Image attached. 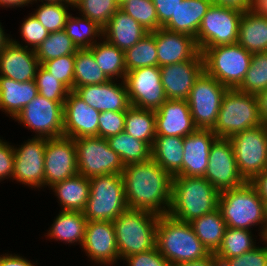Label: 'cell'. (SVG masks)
Masks as SVG:
<instances>
[{
	"label": "cell",
	"instance_id": "30bf717a",
	"mask_svg": "<svg viewBox=\"0 0 267 266\" xmlns=\"http://www.w3.org/2000/svg\"><path fill=\"white\" fill-rule=\"evenodd\" d=\"M75 140L78 174L87 178L106 174H121L124 164L109 146L108 140L98 136Z\"/></svg>",
	"mask_w": 267,
	"mask_h": 266
},
{
	"label": "cell",
	"instance_id": "4dcf8cb0",
	"mask_svg": "<svg viewBox=\"0 0 267 266\" xmlns=\"http://www.w3.org/2000/svg\"><path fill=\"white\" fill-rule=\"evenodd\" d=\"M63 211L83 212L90 195V179L76 174L50 187Z\"/></svg>",
	"mask_w": 267,
	"mask_h": 266
},
{
	"label": "cell",
	"instance_id": "7bdbcfd3",
	"mask_svg": "<svg viewBox=\"0 0 267 266\" xmlns=\"http://www.w3.org/2000/svg\"><path fill=\"white\" fill-rule=\"evenodd\" d=\"M267 89V51L253 53L246 75L238 91L257 95Z\"/></svg>",
	"mask_w": 267,
	"mask_h": 266
},
{
	"label": "cell",
	"instance_id": "a7ac6f4b",
	"mask_svg": "<svg viewBox=\"0 0 267 266\" xmlns=\"http://www.w3.org/2000/svg\"><path fill=\"white\" fill-rule=\"evenodd\" d=\"M127 0H117L118 4L121 5L122 3H124Z\"/></svg>",
	"mask_w": 267,
	"mask_h": 266
},
{
	"label": "cell",
	"instance_id": "f35d334b",
	"mask_svg": "<svg viewBox=\"0 0 267 266\" xmlns=\"http://www.w3.org/2000/svg\"><path fill=\"white\" fill-rule=\"evenodd\" d=\"M251 230L227 227L220 247L214 253L216 258H233L256 247Z\"/></svg>",
	"mask_w": 267,
	"mask_h": 266
},
{
	"label": "cell",
	"instance_id": "277c9868",
	"mask_svg": "<svg viewBox=\"0 0 267 266\" xmlns=\"http://www.w3.org/2000/svg\"><path fill=\"white\" fill-rule=\"evenodd\" d=\"M218 209L227 227L252 230L253 226L261 225V238L267 226L266 205L250 182L221 192Z\"/></svg>",
	"mask_w": 267,
	"mask_h": 266
},
{
	"label": "cell",
	"instance_id": "ac0fdd59",
	"mask_svg": "<svg viewBox=\"0 0 267 266\" xmlns=\"http://www.w3.org/2000/svg\"><path fill=\"white\" fill-rule=\"evenodd\" d=\"M82 248L86 256L97 265L116 264L120 256L113 222L87 221Z\"/></svg>",
	"mask_w": 267,
	"mask_h": 266
},
{
	"label": "cell",
	"instance_id": "9a60e30c",
	"mask_svg": "<svg viewBox=\"0 0 267 266\" xmlns=\"http://www.w3.org/2000/svg\"><path fill=\"white\" fill-rule=\"evenodd\" d=\"M124 82L131 106L156 111L167 100L158 66L128 71Z\"/></svg>",
	"mask_w": 267,
	"mask_h": 266
},
{
	"label": "cell",
	"instance_id": "816d5d0a",
	"mask_svg": "<svg viewBox=\"0 0 267 266\" xmlns=\"http://www.w3.org/2000/svg\"><path fill=\"white\" fill-rule=\"evenodd\" d=\"M123 260H126L128 266H171L157 246L148 251L127 256Z\"/></svg>",
	"mask_w": 267,
	"mask_h": 266
},
{
	"label": "cell",
	"instance_id": "9f6ffc18",
	"mask_svg": "<svg viewBox=\"0 0 267 266\" xmlns=\"http://www.w3.org/2000/svg\"><path fill=\"white\" fill-rule=\"evenodd\" d=\"M250 183L256 188L260 198L267 206V169L257 174Z\"/></svg>",
	"mask_w": 267,
	"mask_h": 266
},
{
	"label": "cell",
	"instance_id": "7a4b0ae2",
	"mask_svg": "<svg viewBox=\"0 0 267 266\" xmlns=\"http://www.w3.org/2000/svg\"><path fill=\"white\" fill-rule=\"evenodd\" d=\"M219 196L204 177L174 176L168 215L190 223L218 209Z\"/></svg>",
	"mask_w": 267,
	"mask_h": 266
},
{
	"label": "cell",
	"instance_id": "1f68e13d",
	"mask_svg": "<svg viewBox=\"0 0 267 266\" xmlns=\"http://www.w3.org/2000/svg\"><path fill=\"white\" fill-rule=\"evenodd\" d=\"M86 224L87 218L83 212L61 210L50 226L47 237L65 244L78 243L82 247Z\"/></svg>",
	"mask_w": 267,
	"mask_h": 266
},
{
	"label": "cell",
	"instance_id": "7402d4cb",
	"mask_svg": "<svg viewBox=\"0 0 267 266\" xmlns=\"http://www.w3.org/2000/svg\"><path fill=\"white\" fill-rule=\"evenodd\" d=\"M154 33L158 67L181 63L194 58L199 52L194 37L179 32H173L161 27Z\"/></svg>",
	"mask_w": 267,
	"mask_h": 266
},
{
	"label": "cell",
	"instance_id": "7c38bea8",
	"mask_svg": "<svg viewBox=\"0 0 267 266\" xmlns=\"http://www.w3.org/2000/svg\"><path fill=\"white\" fill-rule=\"evenodd\" d=\"M228 90L205 71L195 80L187 99L195 126L212 129L217 120L224 94Z\"/></svg>",
	"mask_w": 267,
	"mask_h": 266
},
{
	"label": "cell",
	"instance_id": "6da1fadb",
	"mask_svg": "<svg viewBox=\"0 0 267 266\" xmlns=\"http://www.w3.org/2000/svg\"><path fill=\"white\" fill-rule=\"evenodd\" d=\"M129 209L166 215L171 203L173 177L152 158L126 165L121 173Z\"/></svg>",
	"mask_w": 267,
	"mask_h": 266
},
{
	"label": "cell",
	"instance_id": "2e32d148",
	"mask_svg": "<svg viewBox=\"0 0 267 266\" xmlns=\"http://www.w3.org/2000/svg\"><path fill=\"white\" fill-rule=\"evenodd\" d=\"M44 188L78 174L75 140L61 136L46 138Z\"/></svg>",
	"mask_w": 267,
	"mask_h": 266
},
{
	"label": "cell",
	"instance_id": "bcb514c9",
	"mask_svg": "<svg viewBox=\"0 0 267 266\" xmlns=\"http://www.w3.org/2000/svg\"><path fill=\"white\" fill-rule=\"evenodd\" d=\"M39 95L48 100L64 103L70 90L49 73L42 65L37 69L35 76Z\"/></svg>",
	"mask_w": 267,
	"mask_h": 266
},
{
	"label": "cell",
	"instance_id": "c3c4849f",
	"mask_svg": "<svg viewBox=\"0 0 267 266\" xmlns=\"http://www.w3.org/2000/svg\"><path fill=\"white\" fill-rule=\"evenodd\" d=\"M20 27V36L27 44H20L19 41L12 39V41L20 46L36 50L40 44L49 36V32L41 25V23L31 13L28 17L22 21Z\"/></svg>",
	"mask_w": 267,
	"mask_h": 266
},
{
	"label": "cell",
	"instance_id": "7dc6e473",
	"mask_svg": "<svg viewBox=\"0 0 267 266\" xmlns=\"http://www.w3.org/2000/svg\"><path fill=\"white\" fill-rule=\"evenodd\" d=\"M74 63L75 54H71L43 62L41 65L70 91H74Z\"/></svg>",
	"mask_w": 267,
	"mask_h": 266
},
{
	"label": "cell",
	"instance_id": "e0dca14e",
	"mask_svg": "<svg viewBox=\"0 0 267 266\" xmlns=\"http://www.w3.org/2000/svg\"><path fill=\"white\" fill-rule=\"evenodd\" d=\"M18 146H14L12 180L31 188H43L46 138L33 136L32 139Z\"/></svg>",
	"mask_w": 267,
	"mask_h": 266
},
{
	"label": "cell",
	"instance_id": "f907efd6",
	"mask_svg": "<svg viewBox=\"0 0 267 266\" xmlns=\"http://www.w3.org/2000/svg\"><path fill=\"white\" fill-rule=\"evenodd\" d=\"M220 266H267L266 246H256L250 251L233 258H218Z\"/></svg>",
	"mask_w": 267,
	"mask_h": 266
},
{
	"label": "cell",
	"instance_id": "e575fe53",
	"mask_svg": "<svg viewBox=\"0 0 267 266\" xmlns=\"http://www.w3.org/2000/svg\"><path fill=\"white\" fill-rule=\"evenodd\" d=\"M124 132L146 142L152 148L156 137L155 111L130 106L126 110Z\"/></svg>",
	"mask_w": 267,
	"mask_h": 266
},
{
	"label": "cell",
	"instance_id": "681fc988",
	"mask_svg": "<svg viewBox=\"0 0 267 266\" xmlns=\"http://www.w3.org/2000/svg\"><path fill=\"white\" fill-rule=\"evenodd\" d=\"M126 111H106L99 115L98 137L108 139L124 131Z\"/></svg>",
	"mask_w": 267,
	"mask_h": 266
},
{
	"label": "cell",
	"instance_id": "be15d7a7",
	"mask_svg": "<svg viewBox=\"0 0 267 266\" xmlns=\"http://www.w3.org/2000/svg\"><path fill=\"white\" fill-rule=\"evenodd\" d=\"M2 23L0 22V51H2L11 41L12 38H10V35H6L3 29Z\"/></svg>",
	"mask_w": 267,
	"mask_h": 266
},
{
	"label": "cell",
	"instance_id": "91938a15",
	"mask_svg": "<svg viewBox=\"0 0 267 266\" xmlns=\"http://www.w3.org/2000/svg\"><path fill=\"white\" fill-rule=\"evenodd\" d=\"M262 124L267 125V89L256 95Z\"/></svg>",
	"mask_w": 267,
	"mask_h": 266
},
{
	"label": "cell",
	"instance_id": "3957f363",
	"mask_svg": "<svg viewBox=\"0 0 267 266\" xmlns=\"http://www.w3.org/2000/svg\"><path fill=\"white\" fill-rule=\"evenodd\" d=\"M156 246L171 265L202 259L210 254L188 222L159 215Z\"/></svg>",
	"mask_w": 267,
	"mask_h": 266
},
{
	"label": "cell",
	"instance_id": "5bb4252c",
	"mask_svg": "<svg viewBox=\"0 0 267 266\" xmlns=\"http://www.w3.org/2000/svg\"><path fill=\"white\" fill-rule=\"evenodd\" d=\"M204 178L221 193L242 186L247 181L240 174L234 148L229 138H216L210 147Z\"/></svg>",
	"mask_w": 267,
	"mask_h": 266
},
{
	"label": "cell",
	"instance_id": "836d02e7",
	"mask_svg": "<svg viewBox=\"0 0 267 266\" xmlns=\"http://www.w3.org/2000/svg\"><path fill=\"white\" fill-rule=\"evenodd\" d=\"M89 50L93 53L99 68L110 80L125 79L127 71L124 51L108 43L104 38L91 46Z\"/></svg>",
	"mask_w": 267,
	"mask_h": 266
},
{
	"label": "cell",
	"instance_id": "b9f144b4",
	"mask_svg": "<svg viewBox=\"0 0 267 266\" xmlns=\"http://www.w3.org/2000/svg\"><path fill=\"white\" fill-rule=\"evenodd\" d=\"M32 13L41 25L49 32H56L65 28L66 21L70 16L71 4L62 2H42ZM70 5V6H69ZM69 6V7H68Z\"/></svg>",
	"mask_w": 267,
	"mask_h": 266
},
{
	"label": "cell",
	"instance_id": "8d00e7d4",
	"mask_svg": "<svg viewBox=\"0 0 267 266\" xmlns=\"http://www.w3.org/2000/svg\"><path fill=\"white\" fill-rule=\"evenodd\" d=\"M64 30L78 49H89L97 43V39H103V28L83 16L74 17L70 14Z\"/></svg>",
	"mask_w": 267,
	"mask_h": 266
},
{
	"label": "cell",
	"instance_id": "9c48e42d",
	"mask_svg": "<svg viewBox=\"0 0 267 266\" xmlns=\"http://www.w3.org/2000/svg\"><path fill=\"white\" fill-rule=\"evenodd\" d=\"M243 12L235 8L212 4L203 16L195 37L200 52L209 47L237 43L239 23Z\"/></svg>",
	"mask_w": 267,
	"mask_h": 266
},
{
	"label": "cell",
	"instance_id": "4316f807",
	"mask_svg": "<svg viewBox=\"0 0 267 266\" xmlns=\"http://www.w3.org/2000/svg\"><path fill=\"white\" fill-rule=\"evenodd\" d=\"M38 94L35 80L18 82L0 76V110L12 119H15Z\"/></svg>",
	"mask_w": 267,
	"mask_h": 266
},
{
	"label": "cell",
	"instance_id": "d4e9b609",
	"mask_svg": "<svg viewBox=\"0 0 267 266\" xmlns=\"http://www.w3.org/2000/svg\"><path fill=\"white\" fill-rule=\"evenodd\" d=\"M216 138L217 136L211 129H197L184 137L183 176H205L210 147Z\"/></svg>",
	"mask_w": 267,
	"mask_h": 266
},
{
	"label": "cell",
	"instance_id": "5b68a950",
	"mask_svg": "<svg viewBox=\"0 0 267 266\" xmlns=\"http://www.w3.org/2000/svg\"><path fill=\"white\" fill-rule=\"evenodd\" d=\"M158 219L156 213L128 208L113 221L120 260L156 246Z\"/></svg>",
	"mask_w": 267,
	"mask_h": 266
},
{
	"label": "cell",
	"instance_id": "003e7915",
	"mask_svg": "<svg viewBox=\"0 0 267 266\" xmlns=\"http://www.w3.org/2000/svg\"><path fill=\"white\" fill-rule=\"evenodd\" d=\"M63 1L74 6L79 0H63Z\"/></svg>",
	"mask_w": 267,
	"mask_h": 266
},
{
	"label": "cell",
	"instance_id": "ffe728a7",
	"mask_svg": "<svg viewBox=\"0 0 267 266\" xmlns=\"http://www.w3.org/2000/svg\"><path fill=\"white\" fill-rule=\"evenodd\" d=\"M100 111L85 103L74 91L64 102V136L77 139L98 136Z\"/></svg>",
	"mask_w": 267,
	"mask_h": 266
},
{
	"label": "cell",
	"instance_id": "680465c9",
	"mask_svg": "<svg viewBox=\"0 0 267 266\" xmlns=\"http://www.w3.org/2000/svg\"><path fill=\"white\" fill-rule=\"evenodd\" d=\"M171 266H220V261L218 260V258H216L214 253H210L208 256L202 259L174 264Z\"/></svg>",
	"mask_w": 267,
	"mask_h": 266
},
{
	"label": "cell",
	"instance_id": "db71d44e",
	"mask_svg": "<svg viewBox=\"0 0 267 266\" xmlns=\"http://www.w3.org/2000/svg\"><path fill=\"white\" fill-rule=\"evenodd\" d=\"M183 0H152L157 16L159 25L163 27L176 12L178 5Z\"/></svg>",
	"mask_w": 267,
	"mask_h": 266
},
{
	"label": "cell",
	"instance_id": "44dd1931",
	"mask_svg": "<svg viewBox=\"0 0 267 266\" xmlns=\"http://www.w3.org/2000/svg\"><path fill=\"white\" fill-rule=\"evenodd\" d=\"M77 87L74 92L89 106L100 112L126 111L131 105L124 80Z\"/></svg>",
	"mask_w": 267,
	"mask_h": 266
},
{
	"label": "cell",
	"instance_id": "603a6c76",
	"mask_svg": "<svg viewBox=\"0 0 267 266\" xmlns=\"http://www.w3.org/2000/svg\"><path fill=\"white\" fill-rule=\"evenodd\" d=\"M156 135L185 137L195 126L187 100L167 99L155 111Z\"/></svg>",
	"mask_w": 267,
	"mask_h": 266
},
{
	"label": "cell",
	"instance_id": "8fae6325",
	"mask_svg": "<svg viewBox=\"0 0 267 266\" xmlns=\"http://www.w3.org/2000/svg\"><path fill=\"white\" fill-rule=\"evenodd\" d=\"M229 139L238 170L247 182L267 169V125L244 130Z\"/></svg>",
	"mask_w": 267,
	"mask_h": 266
},
{
	"label": "cell",
	"instance_id": "ab89813d",
	"mask_svg": "<svg viewBox=\"0 0 267 266\" xmlns=\"http://www.w3.org/2000/svg\"><path fill=\"white\" fill-rule=\"evenodd\" d=\"M126 71L140 67L158 66L154 33L149 32L124 52Z\"/></svg>",
	"mask_w": 267,
	"mask_h": 266
},
{
	"label": "cell",
	"instance_id": "f546056e",
	"mask_svg": "<svg viewBox=\"0 0 267 266\" xmlns=\"http://www.w3.org/2000/svg\"><path fill=\"white\" fill-rule=\"evenodd\" d=\"M238 44L250 53L267 51V16L254 9L243 12L239 23Z\"/></svg>",
	"mask_w": 267,
	"mask_h": 266
},
{
	"label": "cell",
	"instance_id": "d6986e66",
	"mask_svg": "<svg viewBox=\"0 0 267 266\" xmlns=\"http://www.w3.org/2000/svg\"><path fill=\"white\" fill-rule=\"evenodd\" d=\"M203 71L202 52L188 61L160 67L161 83L166 98L187 100L195 80Z\"/></svg>",
	"mask_w": 267,
	"mask_h": 266
},
{
	"label": "cell",
	"instance_id": "d6a6232c",
	"mask_svg": "<svg viewBox=\"0 0 267 266\" xmlns=\"http://www.w3.org/2000/svg\"><path fill=\"white\" fill-rule=\"evenodd\" d=\"M190 224L201 243L210 253H215L227 228L219 209L194 219Z\"/></svg>",
	"mask_w": 267,
	"mask_h": 266
},
{
	"label": "cell",
	"instance_id": "484cf974",
	"mask_svg": "<svg viewBox=\"0 0 267 266\" xmlns=\"http://www.w3.org/2000/svg\"><path fill=\"white\" fill-rule=\"evenodd\" d=\"M148 33L142 25L120 8L103 28V38L124 52Z\"/></svg>",
	"mask_w": 267,
	"mask_h": 266
},
{
	"label": "cell",
	"instance_id": "cb8c5ba5",
	"mask_svg": "<svg viewBox=\"0 0 267 266\" xmlns=\"http://www.w3.org/2000/svg\"><path fill=\"white\" fill-rule=\"evenodd\" d=\"M39 66L35 50L13 41L0 51V76L18 82L33 81Z\"/></svg>",
	"mask_w": 267,
	"mask_h": 266
},
{
	"label": "cell",
	"instance_id": "f1b7e54d",
	"mask_svg": "<svg viewBox=\"0 0 267 266\" xmlns=\"http://www.w3.org/2000/svg\"><path fill=\"white\" fill-rule=\"evenodd\" d=\"M183 137L156 135L151 158L172 177L183 176Z\"/></svg>",
	"mask_w": 267,
	"mask_h": 266
},
{
	"label": "cell",
	"instance_id": "6f0895ef",
	"mask_svg": "<svg viewBox=\"0 0 267 266\" xmlns=\"http://www.w3.org/2000/svg\"><path fill=\"white\" fill-rule=\"evenodd\" d=\"M213 4L231 7L241 11L253 9V0H213Z\"/></svg>",
	"mask_w": 267,
	"mask_h": 266
},
{
	"label": "cell",
	"instance_id": "e7e4bbea",
	"mask_svg": "<svg viewBox=\"0 0 267 266\" xmlns=\"http://www.w3.org/2000/svg\"><path fill=\"white\" fill-rule=\"evenodd\" d=\"M261 238H262V242H264L263 245L265 244V246L267 248V226L265 227V230H264Z\"/></svg>",
	"mask_w": 267,
	"mask_h": 266
},
{
	"label": "cell",
	"instance_id": "4fadbf2b",
	"mask_svg": "<svg viewBox=\"0 0 267 266\" xmlns=\"http://www.w3.org/2000/svg\"><path fill=\"white\" fill-rule=\"evenodd\" d=\"M64 103L37 95L14 119L33 130L34 137L55 138L64 136Z\"/></svg>",
	"mask_w": 267,
	"mask_h": 266
},
{
	"label": "cell",
	"instance_id": "8992f818",
	"mask_svg": "<svg viewBox=\"0 0 267 266\" xmlns=\"http://www.w3.org/2000/svg\"><path fill=\"white\" fill-rule=\"evenodd\" d=\"M261 124L256 95L228 89L222 98L217 120L211 130L217 138H231Z\"/></svg>",
	"mask_w": 267,
	"mask_h": 266
},
{
	"label": "cell",
	"instance_id": "60d3db41",
	"mask_svg": "<svg viewBox=\"0 0 267 266\" xmlns=\"http://www.w3.org/2000/svg\"><path fill=\"white\" fill-rule=\"evenodd\" d=\"M78 48L71 38L67 36L65 30L49 33V36L35 50L40 65L43 62L75 54Z\"/></svg>",
	"mask_w": 267,
	"mask_h": 266
},
{
	"label": "cell",
	"instance_id": "d590c367",
	"mask_svg": "<svg viewBox=\"0 0 267 266\" xmlns=\"http://www.w3.org/2000/svg\"><path fill=\"white\" fill-rule=\"evenodd\" d=\"M107 140L110 148L120 156L124 166L151 159L152 148L146 142L133 138L124 131Z\"/></svg>",
	"mask_w": 267,
	"mask_h": 266
},
{
	"label": "cell",
	"instance_id": "f6af8a7d",
	"mask_svg": "<svg viewBox=\"0 0 267 266\" xmlns=\"http://www.w3.org/2000/svg\"><path fill=\"white\" fill-rule=\"evenodd\" d=\"M120 9L136 20L148 32L161 28L152 0H127L120 5Z\"/></svg>",
	"mask_w": 267,
	"mask_h": 266
},
{
	"label": "cell",
	"instance_id": "f5cc1de1",
	"mask_svg": "<svg viewBox=\"0 0 267 266\" xmlns=\"http://www.w3.org/2000/svg\"><path fill=\"white\" fill-rule=\"evenodd\" d=\"M14 169V145L0 138V181L12 179Z\"/></svg>",
	"mask_w": 267,
	"mask_h": 266
},
{
	"label": "cell",
	"instance_id": "83f0119b",
	"mask_svg": "<svg viewBox=\"0 0 267 266\" xmlns=\"http://www.w3.org/2000/svg\"><path fill=\"white\" fill-rule=\"evenodd\" d=\"M213 0H183L171 19L163 26L165 29L196 37L203 16Z\"/></svg>",
	"mask_w": 267,
	"mask_h": 266
},
{
	"label": "cell",
	"instance_id": "74e56055",
	"mask_svg": "<svg viewBox=\"0 0 267 266\" xmlns=\"http://www.w3.org/2000/svg\"><path fill=\"white\" fill-rule=\"evenodd\" d=\"M110 79L99 68L93 53L89 49H78L74 63V90L86 85H98Z\"/></svg>",
	"mask_w": 267,
	"mask_h": 266
},
{
	"label": "cell",
	"instance_id": "52a82bcc",
	"mask_svg": "<svg viewBox=\"0 0 267 266\" xmlns=\"http://www.w3.org/2000/svg\"><path fill=\"white\" fill-rule=\"evenodd\" d=\"M128 209L121 174L90 178V195L83 211L87 221L113 222Z\"/></svg>",
	"mask_w": 267,
	"mask_h": 266
},
{
	"label": "cell",
	"instance_id": "94428289",
	"mask_svg": "<svg viewBox=\"0 0 267 266\" xmlns=\"http://www.w3.org/2000/svg\"><path fill=\"white\" fill-rule=\"evenodd\" d=\"M33 4L31 0H0V7L4 8H18Z\"/></svg>",
	"mask_w": 267,
	"mask_h": 266
},
{
	"label": "cell",
	"instance_id": "ba28073f",
	"mask_svg": "<svg viewBox=\"0 0 267 266\" xmlns=\"http://www.w3.org/2000/svg\"><path fill=\"white\" fill-rule=\"evenodd\" d=\"M202 56L209 76L228 89H237L250 67L252 53L235 43L205 48Z\"/></svg>",
	"mask_w": 267,
	"mask_h": 266
},
{
	"label": "cell",
	"instance_id": "03108f58",
	"mask_svg": "<svg viewBox=\"0 0 267 266\" xmlns=\"http://www.w3.org/2000/svg\"><path fill=\"white\" fill-rule=\"evenodd\" d=\"M31 1H32V3H36L37 2V0H31ZM38 1L51 3V2H62L63 0H38Z\"/></svg>",
	"mask_w": 267,
	"mask_h": 266
},
{
	"label": "cell",
	"instance_id": "6125c7cd",
	"mask_svg": "<svg viewBox=\"0 0 267 266\" xmlns=\"http://www.w3.org/2000/svg\"><path fill=\"white\" fill-rule=\"evenodd\" d=\"M253 9L257 13L267 16V0H253Z\"/></svg>",
	"mask_w": 267,
	"mask_h": 266
},
{
	"label": "cell",
	"instance_id": "ee69618b",
	"mask_svg": "<svg viewBox=\"0 0 267 266\" xmlns=\"http://www.w3.org/2000/svg\"><path fill=\"white\" fill-rule=\"evenodd\" d=\"M73 8H77L79 15L104 28L120 5L117 0H79Z\"/></svg>",
	"mask_w": 267,
	"mask_h": 266
},
{
	"label": "cell",
	"instance_id": "11a10c76",
	"mask_svg": "<svg viewBox=\"0 0 267 266\" xmlns=\"http://www.w3.org/2000/svg\"><path fill=\"white\" fill-rule=\"evenodd\" d=\"M0 266H36L35 263H31L28 259L19 256L18 254H2L0 255Z\"/></svg>",
	"mask_w": 267,
	"mask_h": 266
}]
</instances>
